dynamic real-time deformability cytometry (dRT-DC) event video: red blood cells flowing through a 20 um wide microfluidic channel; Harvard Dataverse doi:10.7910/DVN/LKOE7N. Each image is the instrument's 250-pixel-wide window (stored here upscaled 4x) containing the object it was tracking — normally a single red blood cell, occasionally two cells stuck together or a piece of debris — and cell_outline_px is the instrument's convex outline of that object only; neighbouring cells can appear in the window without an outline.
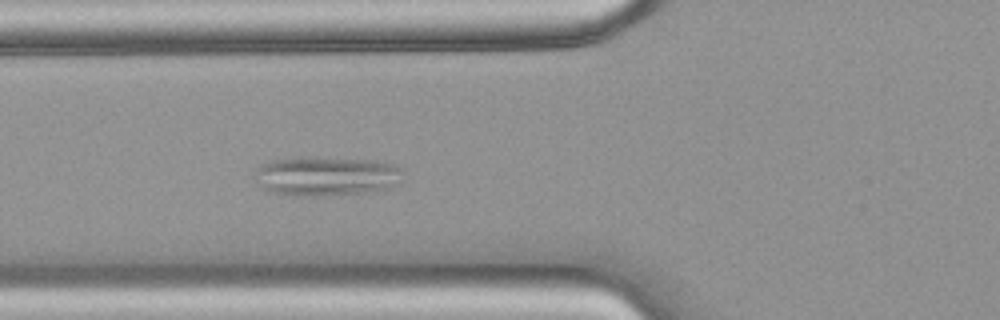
{"species": "common noctule bat (a hibernating species)", "species_latin": "Nyctalus noctula", "temperature_condition": "warm", "stored_images_in_passage": 28, "camera_frame_rate_fps": 3000, "um_per_image_px": 0.085, "animal": {"sex": "female", "body_mass_g": 18.4}, "frame": {"image": 1, "passage_image": 5, "time_ms": 1.333, "image_size_px": [1000, 320], "cell_outline_px": [[400, 184], [388, 188], [364, 192], [320, 196], [292, 196], [272, 192], [256, 184], [252, 176], [264, 164], [272, 160], [300, 156], [376, 160], [396, 164], [400, 168]], "centroid_in_image_um": [27.71, 14.96], "position_along_channel_um": 98.1, "area_um2": 34.33}}